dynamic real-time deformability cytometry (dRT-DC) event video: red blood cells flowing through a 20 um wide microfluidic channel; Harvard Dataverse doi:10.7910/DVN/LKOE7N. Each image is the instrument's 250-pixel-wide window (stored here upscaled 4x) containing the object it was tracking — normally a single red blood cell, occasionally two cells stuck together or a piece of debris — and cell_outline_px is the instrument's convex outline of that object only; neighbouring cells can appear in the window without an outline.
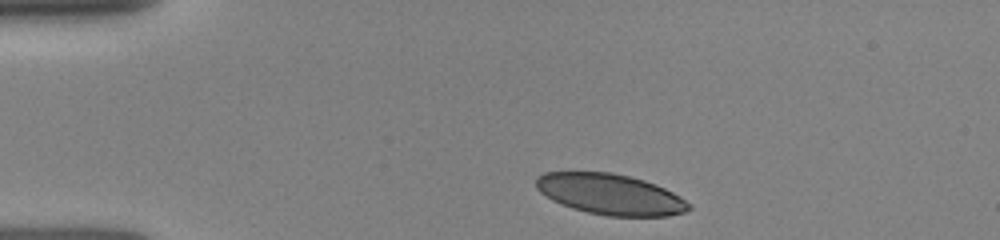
{"species": "human", "species_latin": "Homo sapiens", "temperature_condition": "room temperature", "stored_images_in_passage": 5, "camera_frame_rate_fps": 3000, "um_per_image_px": 0.085, "donor": {"sex": "female"}, "frame": {"image": 1, "passage_image": 1, "time_ms": 0.0, "image_size_px": [1000, 240], "cell_outline_px": [[692, 208], [684, 212], [668, 216], [608, 216], [588, 212], [572, 208], [560, 204], [552, 200], [540, 192], [536, 188], [536, 176], [544, 172], [612, 172], [644, 180], [656, 184], [680, 196], [692, 204]], "centroid_in_image_um": [51.87, 16.51], "position_along_channel_um": 33.1, "area_um2": 36.41}}
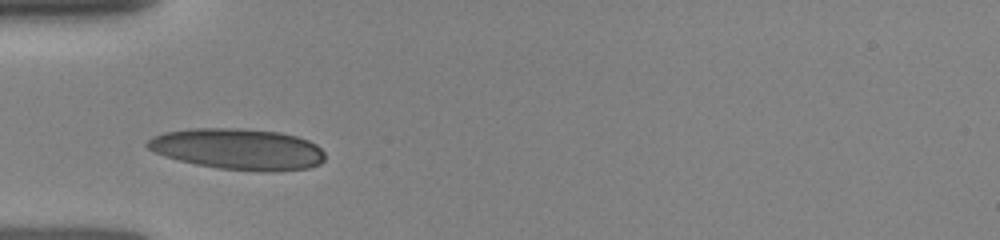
{"frame": {"image": 2, "passage_image": 4, "time_ms": 2.0, "image_size_px": [1000, 240], "cell_outline_px": [[324, 160], [320, 164], [308, 168], [272, 172], [260, 172], [220, 168], [196, 164], [164, 156], [148, 148], [144, 144], [152, 136], [164, 132], [192, 128], [240, 128], [280, 132], [296, 136], [308, 140], [316, 144], [324, 152]], "centroid_in_image_um": [20.24, 12.67], "position_along_channel_um": 64.8, "area_um2": 42.71}}